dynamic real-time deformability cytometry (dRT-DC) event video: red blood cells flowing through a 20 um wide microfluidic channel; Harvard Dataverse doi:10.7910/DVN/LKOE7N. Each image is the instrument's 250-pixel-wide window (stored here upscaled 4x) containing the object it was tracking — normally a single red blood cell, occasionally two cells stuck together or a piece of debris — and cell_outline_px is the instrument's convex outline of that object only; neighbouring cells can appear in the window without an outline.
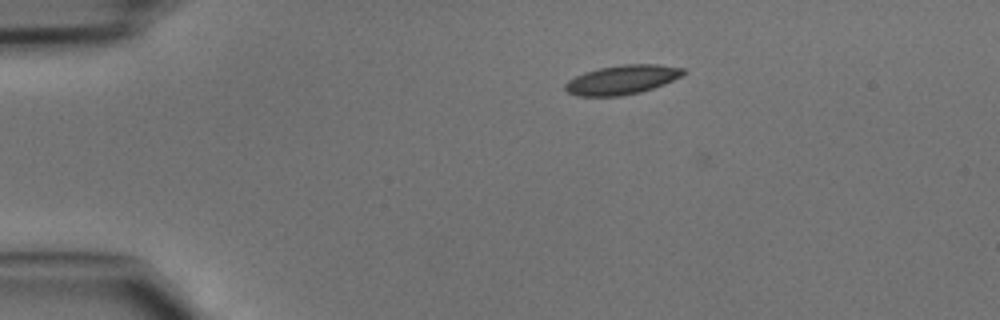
{"species": "common noctule bat (a hibernating species)", "species_latin": "Nyctalus noctula", "temperature_condition": "cold", "stored_images_in_passage": 13, "camera_frame_rate_fps": 3000, "um_per_image_px": 0.085, "animal": {"sex": "male", "body_mass_g": 15.6}, "frame": {"image": 1, "passage_image": 11, "time_ms": 3.333, "image_size_px": [1000, 320], "cell_outline_px": [[688, 72], [664, 84], [640, 92], [620, 96], [576, 96], [568, 92], [564, 88], [564, 84], [568, 80], [584, 72], [600, 68], [624, 64], [656, 64], [684, 68]], "centroid_in_image_um": [52.86, 6.78], "position_along_channel_um": 32.1, "area_um2": 20.06}}